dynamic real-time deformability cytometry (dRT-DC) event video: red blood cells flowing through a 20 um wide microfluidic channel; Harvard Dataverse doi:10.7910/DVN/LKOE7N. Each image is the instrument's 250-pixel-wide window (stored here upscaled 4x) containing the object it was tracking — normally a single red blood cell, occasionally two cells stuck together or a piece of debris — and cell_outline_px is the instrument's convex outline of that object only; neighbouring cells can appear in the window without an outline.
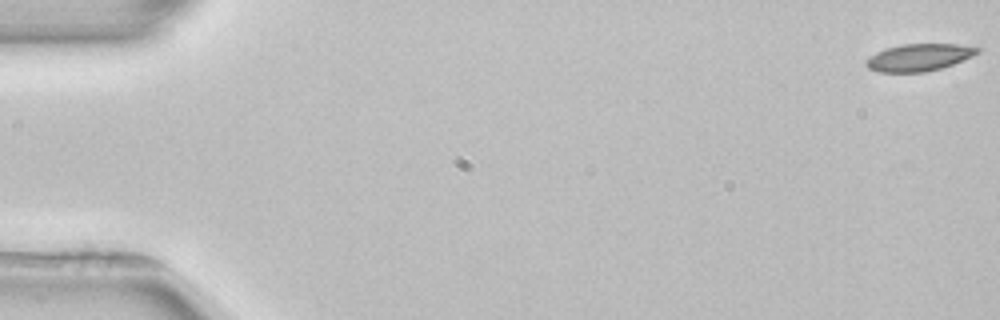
{"species": "common noctule bat (a hibernating species)", "species_latin": "Nyctalus noctula", "temperature_condition": "room temperature", "stored_images_in_passage": 4, "camera_frame_rate_fps": 3000, "um_per_image_px": 0.085, "animal": {"sex": "female", "body_mass_g": 22.7, "forearm_length_mm": 54.2}, "frame": {"image": 1, "passage_image": 1, "time_ms": 0.0, "image_size_px": [1000, 320], "cell_outline_px": [[980, 52], [972, 56], [952, 64], [940, 68], [924, 72], [876, 72], [868, 68], [864, 64], [864, 60], [876, 52], [884, 48], [904, 44], [960, 44], [980, 48]], "centroid_in_image_um": [78.06, 4.88], "position_along_channel_um": 6.9, "area_um2": 17.69}}
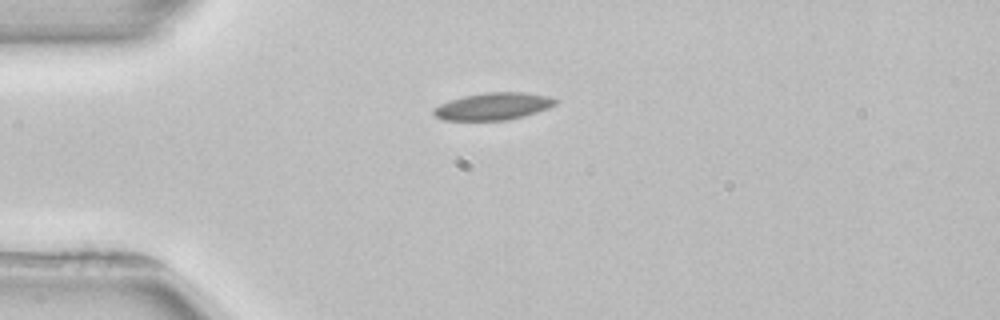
{"frame": {"image": 2, "passage_image": 4, "time_ms": 4.333, "image_size_px": [1000, 320], "cell_outline_px": [[560, 100], [556, 104], [548, 108], [524, 116], [508, 120], [444, 120], [436, 116], [432, 112], [432, 108], [448, 100], [464, 96], [484, 92], [524, 92], [548, 96]], "centroid_in_image_um": [41.92, 9.03], "position_along_channel_um": 43.1, "area_um2": 19.42}}